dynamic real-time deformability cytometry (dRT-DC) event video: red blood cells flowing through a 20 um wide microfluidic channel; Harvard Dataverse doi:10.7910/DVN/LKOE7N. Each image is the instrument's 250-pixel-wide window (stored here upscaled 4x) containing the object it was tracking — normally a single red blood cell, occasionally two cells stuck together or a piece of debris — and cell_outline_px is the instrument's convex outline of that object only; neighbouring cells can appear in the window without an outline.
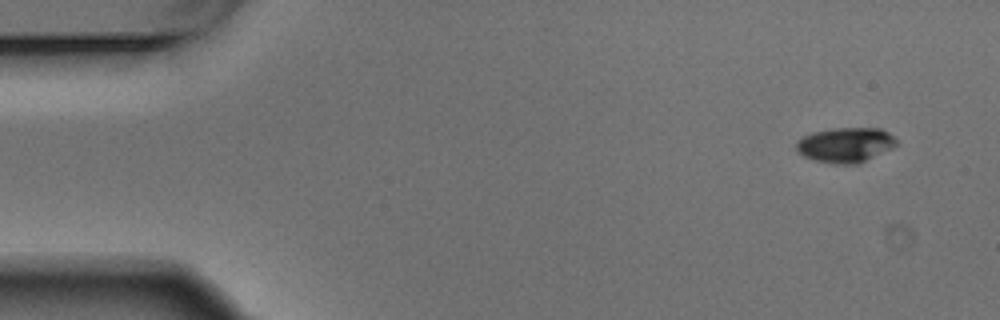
{"species": "Egyptian fruit bat (a non-hibernating species)", "species_latin": "Rousettus aegyptiacus", "temperature_condition": "warm", "stored_images_in_passage": 5, "camera_frame_rate_fps": 3000, "um_per_image_px": 0.085, "animal": {"sex": "male"}, "frame": {"image": 1, "passage_image": 1, "time_ms": 0.0, "image_size_px": [1000, 320], "cell_outline_px": [[900, 144], [892, 148], [856, 164], [836, 164], [816, 160], [804, 156], [796, 148], [796, 140], [812, 132], [832, 128], [880, 128], [888, 132]], "centroid_in_image_um": [71.87, 12.3], "position_along_channel_um": 13.1, "area_um2": 20.23}}
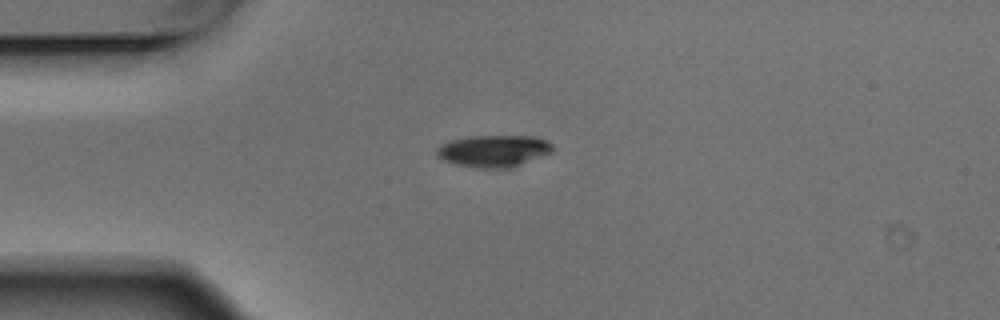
{"frame": {"image": 2, "passage_image": 4, "time_ms": 1.0, "image_size_px": [1000, 320], "cell_outline_px": [[552, 152], [512, 168], [476, 168], [456, 164], [444, 160], [436, 156], [436, 148], [440, 144], [452, 140], [468, 136], [532, 136], [544, 140], [552, 144]], "centroid_in_image_um": [41.93, 12.83], "position_along_channel_um": 43.1, "area_um2": 21.56}}